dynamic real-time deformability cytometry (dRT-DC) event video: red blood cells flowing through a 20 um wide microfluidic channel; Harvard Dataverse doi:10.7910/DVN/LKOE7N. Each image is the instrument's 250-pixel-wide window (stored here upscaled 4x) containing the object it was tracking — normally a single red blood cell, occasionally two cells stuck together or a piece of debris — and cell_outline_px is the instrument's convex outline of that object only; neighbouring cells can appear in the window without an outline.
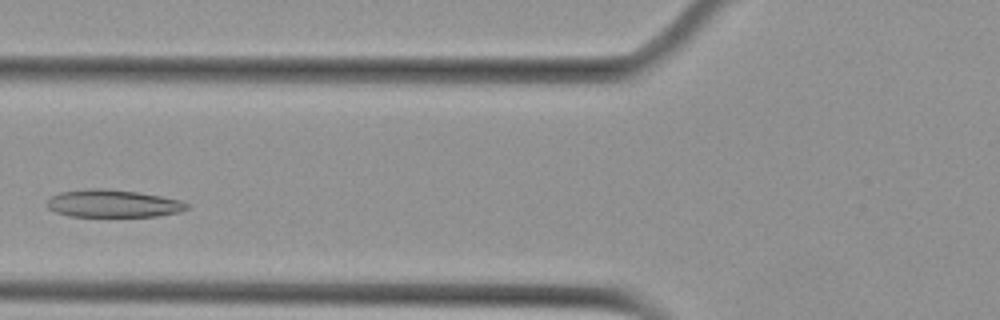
{"species": "Egyptian fruit bat (a non-hibernating species)", "species_latin": "Rousettus aegyptiacus", "temperature_condition": "cold", "stored_images_in_passage": 6, "camera_frame_rate_fps": 3000, "um_per_image_px": 0.085, "animal": {"sex": "female"}, "frame": {"image": 1, "passage_image": 4, "time_ms": 3.667, "image_size_px": [1000, 320], "cell_outline_px": [[188, 208], [180, 212], [156, 216], [72, 216], [56, 212], [48, 208], [48, 200], [52, 196], [60, 192], [88, 188], [104, 188], [136, 192], [160, 196], [180, 200], [188, 204]], "centroid_in_image_um": [9.61, 17.29], "position_along_channel_um": 116.2, "area_um2": 22.25}}
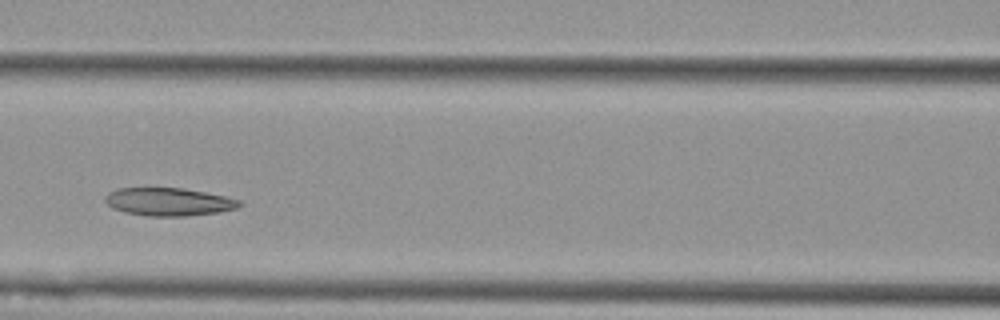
{"frame": {"image": 2, "passage_image": 5, "time_ms": 4.667, "image_size_px": [1000, 320], "cell_outline_px": [[244, 204], [236, 208], [220, 212], [184, 216], [148, 216], [124, 212], [112, 208], [104, 200], [108, 192], [116, 188], [184, 188], [224, 196], [240, 200]], "centroid_in_image_um": [14.33, 17.15], "position_along_channel_um": 152.3, "area_um2": 21.91}}
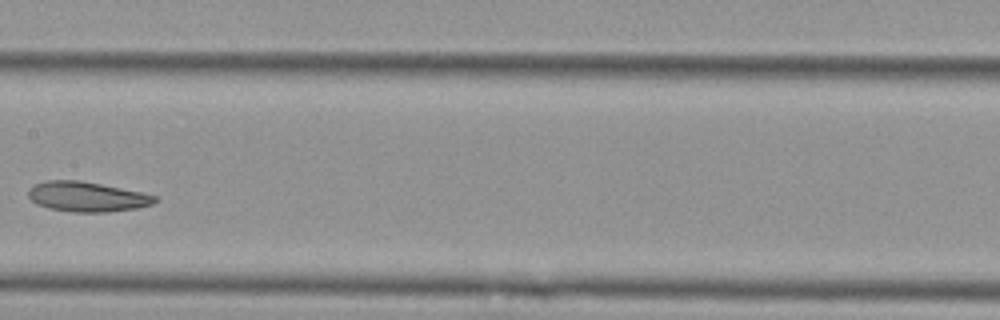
{"frame": {"image": 3, "passage_image": 6, "time_ms": 6.0, "image_size_px": [1000, 320], "cell_outline_px": [[160, 200], [152, 204], [136, 208], [108, 212], [72, 212], [48, 208], [36, 204], [28, 196], [28, 188], [36, 184], [48, 180], [80, 180], [140, 192], [156, 196]], "centroid_in_image_um": [7.38, 16.72], "position_along_channel_um": 200.0, "area_um2": 22.02}}